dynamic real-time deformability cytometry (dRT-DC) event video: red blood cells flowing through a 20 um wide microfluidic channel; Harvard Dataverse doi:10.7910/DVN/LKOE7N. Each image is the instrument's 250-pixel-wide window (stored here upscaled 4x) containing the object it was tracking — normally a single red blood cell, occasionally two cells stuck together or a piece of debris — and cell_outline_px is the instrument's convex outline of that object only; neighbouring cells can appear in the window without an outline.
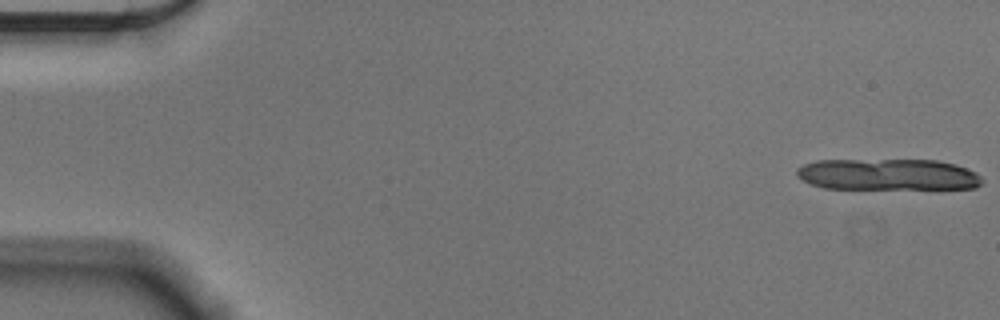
{"species": "Egyptian fruit bat (a non-hibernating species)", "species_latin": "Rousettus aegyptiacus", "temperature_condition": "cold", "stored_images_in_passage": 12, "camera_frame_rate_fps": 3000, "um_per_image_px": 0.085, "animal": {"sex": "male"}, "frame": {"image": 1, "passage_image": 1, "time_ms": 0.0, "image_size_px": [1000, 320], "cell_outline_px": [[984, 180], [976, 188], [824, 188], [812, 184], [796, 176], [796, 168], [804, 164], [816, 160], [936, 160], [956, 164], [976, 172]], "centroid_in_image_um": [75.47, 14.82], "position_along_channel_um": 9.5, "area_um2": 33.81}}